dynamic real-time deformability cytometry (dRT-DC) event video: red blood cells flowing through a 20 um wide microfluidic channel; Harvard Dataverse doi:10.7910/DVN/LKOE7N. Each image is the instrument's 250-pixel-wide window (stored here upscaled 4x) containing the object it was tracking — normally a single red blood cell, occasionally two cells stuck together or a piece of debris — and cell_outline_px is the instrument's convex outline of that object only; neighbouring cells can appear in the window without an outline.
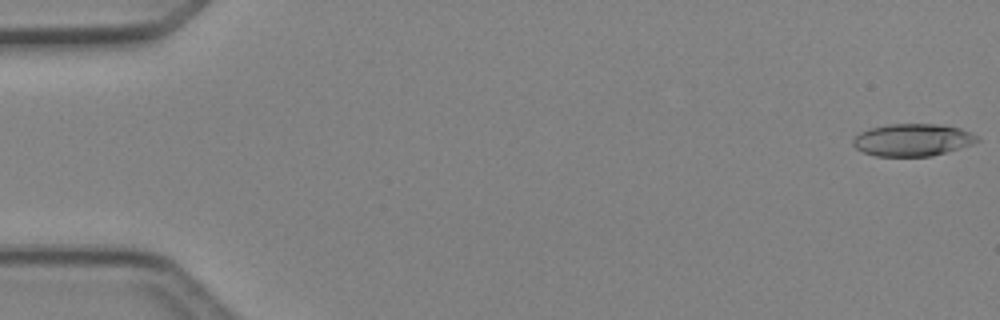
{"species": "Egyptian fruit bat (a non-hibernating species)", "species_latin": "Rousettus aegyptiacus", "temperature_condition": "cold", "stored_images_in_passage": 48, "camera_frame_rate_fps": 3000, "um_per_image_px": 0.085, "animal": {"sex": "female"}, "frame": {"image": 1, "passage_image": 1, "time_ms": 0.0, "image_size_px": [1000, 320], "cell_outline_px": [[980, 140], [972, 144], [932, 156], [876, 156], [864, 152], [856, 148], [852, 144], [852, 140], [860, 132], [868, 128], [892, 124], [936, 124], [960, 128], [976, 136]], "centroid_in_image_um": [77.53, 11.89], "position_along_channel_um": 7.5, "area_um2": 23.18}}
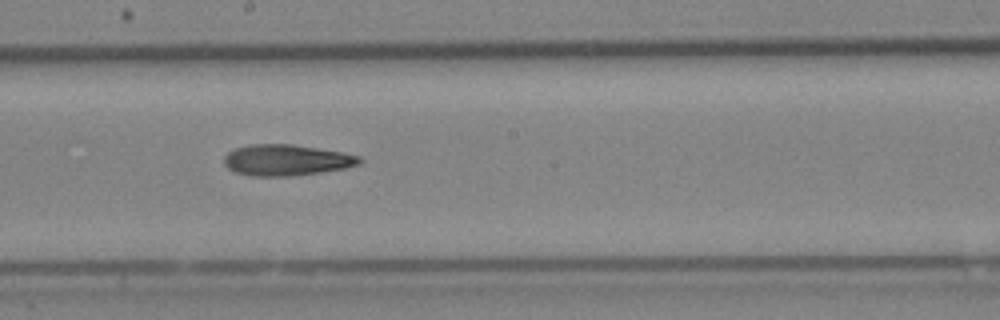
{"frame": {"image": 2, "passage_image": 27, "time_ms": 8.667, "image_size_px": [1000, 320], "cell_outline_px": [[364, 160], [360, 164], [344, 168], [320, 172], [288, 176], [252, 176], [236, 172], [228, 168], [224, 164], [224, 156], [228, 152], [236, 148], [248, 144], [292, 144], [340, 152], [360, 156]], "centroid_in_image_um": [24.33, 13.6], "position_along_channel_um": 223.9, "area_um2": 24.39}}
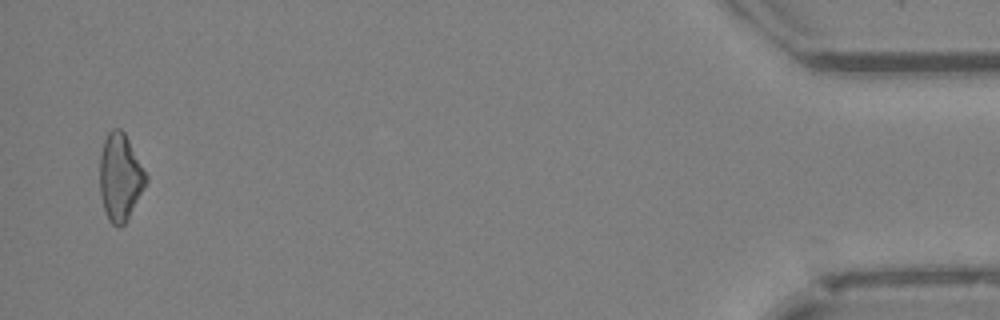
{"frame": {"image": 3, "passage_image": 47, "time_ms": 15.333, "image_size_px": [1000, 320], "cell_outline_px": [[148, 180], [128, 220], [120, 228], [112, 224], [108, 220], [104, 208], [100, 192], [100, 156], [104, 140], [108, 132], [112, 128], [120, 128], [124, 132], [148, 176]], "centroid_in_image_um": [10.22, 15.08], "position_along_channel_um": 425.0, "area_um2": 23.47}}